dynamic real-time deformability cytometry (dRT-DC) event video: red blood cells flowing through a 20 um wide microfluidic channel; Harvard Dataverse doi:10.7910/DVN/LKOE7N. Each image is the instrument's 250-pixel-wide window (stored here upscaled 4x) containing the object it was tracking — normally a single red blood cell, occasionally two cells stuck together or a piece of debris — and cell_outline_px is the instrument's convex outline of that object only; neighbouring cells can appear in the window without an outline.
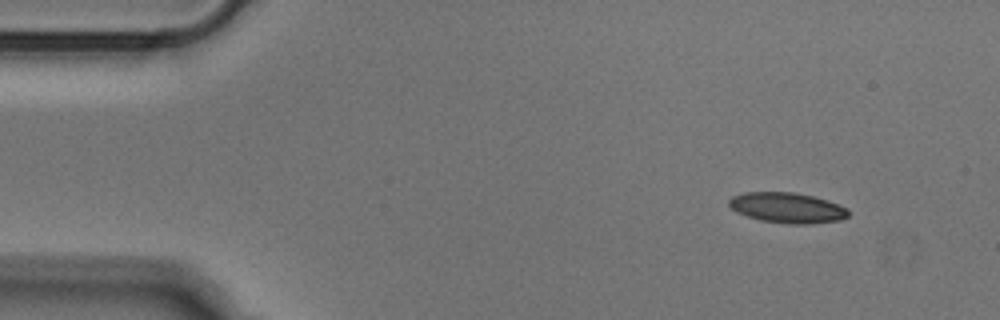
{"species": "Egyptian fruit bat (a non-hibernating species)", "species_latin": "Rousettus aegyptiacus", "temperature_condition": "cold", "stored_images_in_passage": 47, "camera_frame_rate_fps": 3000, "um_per_image_px": 0.085, "animal": {"sex": "male"}, "frame": {"image": 1, "passage_image": 1, "time_ms": 0.0, "image_size_px": [1000, 320], "cell_outline_px": [[848, 216], [840, 220], [808, 224], [788, 224], [760, 220], [736, 212], [728, 204], [728, 200], [732, 196], [744, 192], [792, 192], [812, 196], [848, 208]], "centroid_in_image_um": [66.88, 17.66], "position_along_channel_um": 18.1, "area_um2": 20.98}}
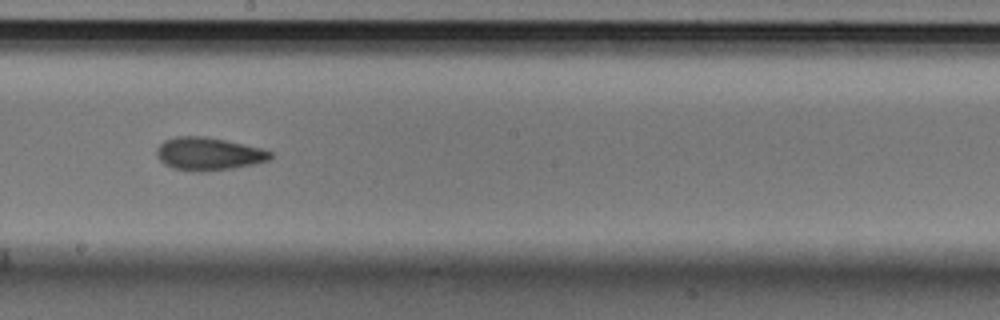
{"frame": {"image": 2, "passage_image": 24, "time_ms": 7.667, "image_size_px": [1000, 320], "cell_outline_px": [[272, 156], [268, 160], [256, 164], [232, 168], [200, 172], [192, 172], [172, 168], [164, 164], [160, 160], [156, 152], [156, 148], [164, 140], [176, 136], [204, 136], [224, 140], [260, 148], [272, 152]], "centroid_in_image_um": [17.69, 13.08], "position_along_channel_um": 230.5, "area_um2": 21.79}}
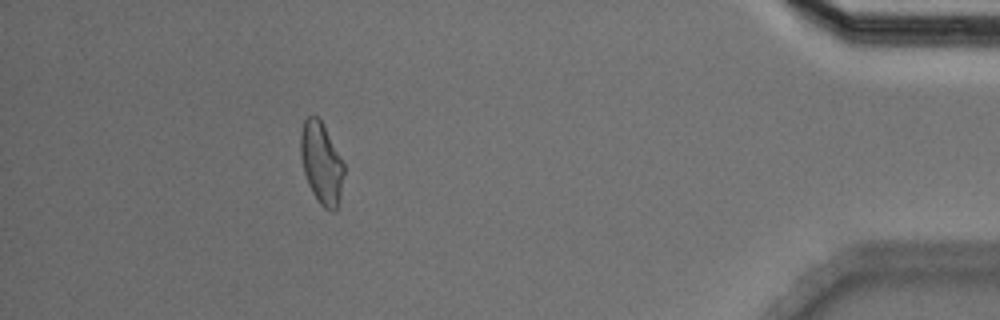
{"frame": {"image": 3, "passage_image": 42, "time_ms": 13.667, "image_size_px": [1000, 320], "cell_outline_px": [[344, 172], [340, 196], [336, 208], [332, 212], [324, 208], [320, 204], [312, 192], [308, 184], [304, 172], [300, 156], [300, 132], [304, 120], [308, 116], [316, 116], [320, 120], [344, 164]], "centroid_in_image_um": [27.29, 13.88], "position_along_channel_um": 407.9, "area_um2": 20.29}}